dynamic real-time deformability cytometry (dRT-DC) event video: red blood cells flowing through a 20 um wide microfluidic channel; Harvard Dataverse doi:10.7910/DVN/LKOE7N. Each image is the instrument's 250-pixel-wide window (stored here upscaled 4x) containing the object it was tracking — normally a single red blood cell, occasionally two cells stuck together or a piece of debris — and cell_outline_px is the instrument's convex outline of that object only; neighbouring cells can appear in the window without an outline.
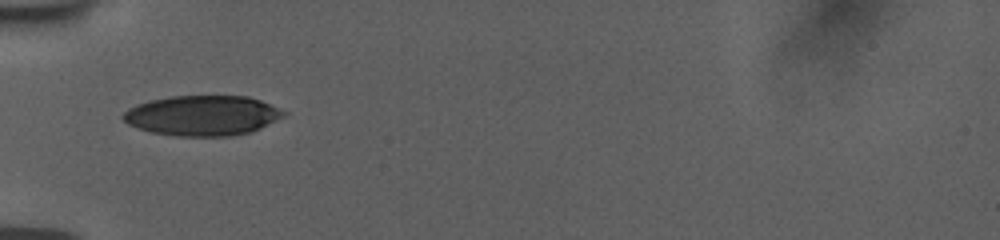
{"species": "human", "species_latin": "Homo sapiens", "temperature_condition": "room temperature", "stored_images_in_passage": 36, "camera_frame_rate_fps": 3000, "um_per_image_px": 0.085, "donor": {"sex": "female"}, "frame": {"image": 1, "passage_image": 1, "time_ms": 0.0, "image_size_px": [1000, 240], "cell_outline_px": [[288, 112], [284, 116], [252, 132], [228, 136], [176, 136], [152, 132], [128, 124], [120, 116], [128, 108], [136, 104], [148, 100], [172, 96], [248, 96], [260, 100]], "centroid_in_image_um": [17.2, 9.81], "position_along_channel_um": 67.8, "area_um2": 37.57}}
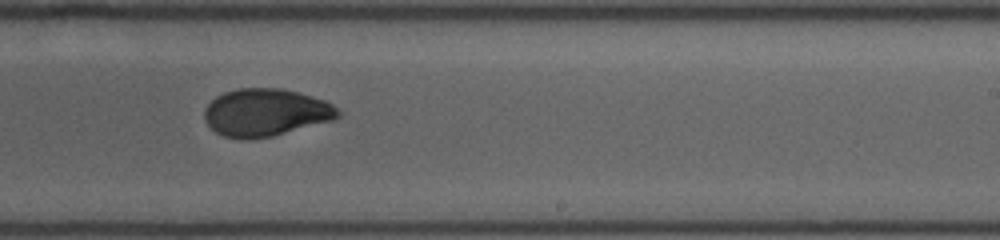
{"frame": {"image": 2, "passage_image": 17, "time_ms": 5.333, "image_size_px": [1000, 240], "cell_outline_px": [[340, 116], [336, 120], [272, 136], [248, 140], [240, 140], [224, 136], [216, 132], [204, 120], [204, 108], [216, 96], [224, 92], [240, 88], [280, 88], [312, 96], [324, 100], [332, 104], [340, 112]], "centroid_in_image_um": [22.58, 9.57], "position_along_channel_um": 266.4, "area_um2": 37.22}}
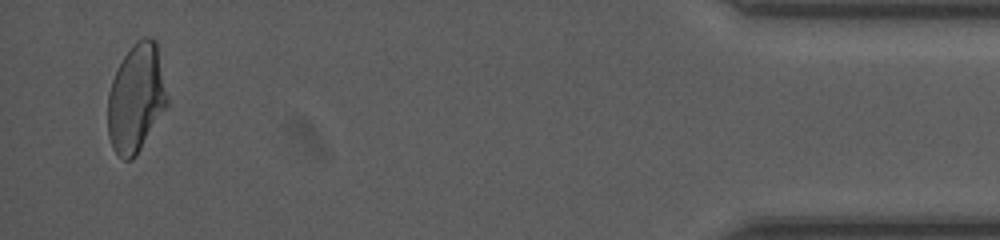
{"frame": {"image": 3, "passage_image": 35, "time_ms": 11.333, "image_size_px": [1000, 240], "cell_outline_px": [[168, 104], [136, 156], [132, 160], [124, 160], [112, 148], [108, 136], [108, 92], [112, 80], [124, 56], [132, 44], [144, 36], [152, 36], [156, 40], [168, 100]], "centroid_in_image_um": [11.57, 8.34], "position_along_channel_um": 423.6, "area_um2": 37.34}, "authors_computed_cell_mechanics": {"area_um2": 37.1365, "velocity_mm_per_s": 3.7817, "shape_relaxation_time_tau1_ms": 5.2169, "shape_relaxation_time_tau2_ms": 1.6569, "deformation_change_tau1": 0.1457, "deformation_change_tau2": 0.0548}}